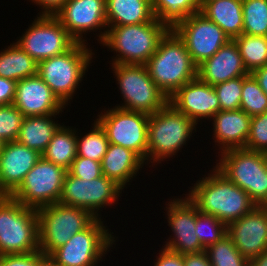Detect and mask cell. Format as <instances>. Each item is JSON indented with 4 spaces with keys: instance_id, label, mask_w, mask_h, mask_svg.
<instances>
[{
    "instance_id": "obj_1",
    "label": "cell",
    "mask_w": 267,
    "mask_h": 266,
    "mask_svg": "<svg viewBox=\"0 0 267 266\" xmlns=\"http://www.w3.org/2000/svg\"><path fill=\"white\" fill-rule=\"evenodd\" d=\"M195 183L187 197L199 212L215 216L226 226L249 213L256 205L248 193L229 181L216 168Z\"/></svg>"
},
{
    "instance_id": "obj_2",
    "label": "cell",
    "mask_w": 267,
    "mask_h": 266,
    "mask_svg": "<svg viewBox=\"0 0 267 266\" xmlns=\"http://www.w3.org/2000/svg\"><path fill=\"white\" fill-rule=\"evenodd\" d=\"M145 66L151 79L167 98L197 77V66L185 43L173 30H169L160 40Z\"/></svg>"
},
{
    "instance_id": "obj_3",
    "label": "cell",
    "mask_w": 267,
    "mask_h": 266,
    "mask_svg": "<svg viewBox=\"0 0 267 266\" xmlns=\"http://www.w3.org/2000/svg\"><path fill=\"white\" fill-rule=\"evenodd\" d=\"M169 29L158 19L151 22L113 26L98 36L100 43L116 51L112 64L145 65ZM118 56V57H117Z\"/></svg>"
},
{
    "instance_id": "obj_4",
    "label": "cell",
    "mask_w": 267,
    "mask_h": 266,
    "mask_svg": "<svg viewBox=\"0 0 267 266\" xmlns=\"http://www.w3.org/2000/svg\"><path fill=\"white\" fill-rule=\"evenodd\" d=\"M39 251L38 213L8 195L0 198V255Z\"/></svg>"
},
{
    "instance_id": "obj_5",
    "label": "cell",
    "mask_w": 267,
    "mask_h": 266,
    "mask_svg": "<svg viewBox=\"0 0 267 266\" xmlns=\"http://www.w3.org/2000/svg\"><path fill=\"white\" fill-rule=\"evenodd\" d=\"M215 168L246 191L256 206L267 207V153L245 148L221 152Z\"/></svg>"
},
{
    "instance_id": "obj_6",
    "label": "cell",
    "mask_w": 267,
    "mask_h": 266,
    "mask_svg": "<svg viewBox=\"0 0 267 266\" xmlns=\"http://www.w3.org/2000/svg\"><path fill=\"white\" fill-rule=\"evenodd\" d=\"M39 250L48 257L96 218L86 209L60 202L37 209Z\"/></svg>"
},
{
    "instance_id": "obj_7",
    "label": "cell",
    "mask_w": 267,
    "mask_h": 266,
    "mask_svg": "<svg viewBox=\"0 0 267 266\" xmlns=\"http://www.w3.org/2000/svg\"><path fill=\"white\" fill-rule=\"evenodd\" d=\"M86 47V43L76 42L65 53L38 63L37 74L64 105L73 97L91 63L93 53Z\"/></svg>"
},
{
    "instance_id": "obj_8",
    "label": "cell",
    "mask_w": 267,
    "mask_h": 266,
    "mask_svg": "<svg viewBox=\"0 0 267 266\" xmlns=\"http://www.w3.org/2000/svg\"><path fill=\"white\" fill-rule=\"evenodd\" d=\"M196 125L170 103L149 115L147 160L156 163L173 157L189 140Z\"/></svg>"
},
{
    "instance_id": "obj_9",
    "label": "cell",
    "mask_w": 267,
    "mask_h": 266,
    "mask_svg": "<svg viewBox=\"0 0 267 266\" xmlns=\"http://www.w3.org/2000/svg\"><path fill=\"white\" fill-rule=\"evenodd\" d=\"M112 66L125 100L124 105L116 107L153 115L168 103L167 96L151 79L145 65L112 64Z\"/></svg>"
},
{
    "instance_id": "obj_10",
    "label": "cell",
    "mask_w": 267,
    "mask_h": 266,
    "mask_svg": "<svg viewBox=\"0 0 267 266\" xmlns=\"http://www.w3.org/2000/svg\"><path fill=\"white\" fill-rule=\"evenodd\" d=\"M114 238L99 217L86 229L73 235L66 244L55 249L47 260L53 266H96L101 256L114 244Z\"/></svg>"
},
{
    "instance_id": "obj_11",
    "label": "cell",
    "mask_w": 267,
    "mask_h": 266,
    "mask_svg": "<svg viewBox=\"0 0 267 266\" xmlns=\"http://www.w3.org/2000/svg\"><path fill=\"white\" fill-rule=\"evenodd\" d=\"M67 172L63 167L41 157L9 196L36 210L57 203Z\"/></svg>"
},
{
    "instance_id": "obj_12",
    "label": "cell",
    "mask_w": 267,
    "mask_h": 266,
    "mask_svg": "<svg viewBox=\"0 0 267 266\" xmlns=\"http://www.w3.org/2000/svg\"><path fill=\"white\" fill-rule=\"evenodd\" d=\"M100 115L96 120L105 130L110 144L131 149L147 160L149 115L119 107Z\"/></svg>"
},
{
    "instance_id": "obj_13",
    "label": "cell",
    "mask_w": 267,
    "mask_h": 266,
    "mask_svg": "<svg viewBox=\"0 0 267 266\" xmlns=\"http://www.w3.org/2000/svg\"><path fill=\"white\" fill-rule=\"evenodd\" d=\"M16 43L39 63L65 53L76 41L55 16L40 15Z\"/></svg>"
},
{
    "instance_id": "obj_14",
    "label": "cell",
    "mask_w": 267,
    "mask_h": 266,
    "mask_svg": "<svg viewBox=\"0 0 267 266\" xmlns=\"http://www.w3.org/2000/svg\"><path fill=\"white\" fill-rule=\"evenodd\" d=\"M122 187L112 179L102 175L92 180H83L67 172L59 202L88 210L99 218L100 208L118 201Z\"/></svg>"
},
{
    "instance_id": "obj_15",
    "label": "cell",
    "mask_w": 267,
    "mask_h": 266,
    "mask_svg": "<svg viewBox=\"0 0 267 266\" xmlns=\"http://www.w3.org/2000/svg\"><path fill=\"white\" fill-rule=\"evenodd\" d=\"M173 31L185 43L197 67L230 41L224 31L200 11L187 17Z\"/></svg>"
},
{
    "instance_id": "obj_16",
    "label": "cell",
    "mask_w": 267,
    "mask_h": 266,
    "mask_svg": "<svg viewBox=\"0 0 267 266\" xmlns=\"http://www.w3.org/2000/svg\"><path fill=\"white\" fill-rule=\"evenodd\" d=\"M55 17L76 42L86 43L84 32L107 27L106 0H67Z\"/></svg>"
},
{
    "instance_id": "obj_17",
    "label": "cell",
    "mask_w": 267,
    "mask_h": 266,
    "mask_svg": "<svg viewBox=\"0 0 267 266\" xmlns=\"http://www.w3.org/2000/svg\"><path fill=\"white\" fill-rule=\"evenodd\" d=\"M172 201L167 204V215L174 236L164 247L181 255L204 251L195 233L196 205L188 197Z\"/></svg>"
},
{
    "instance_id": "obj_18",
    "label": "cell",
    "mask_w": 267,
    "mask_h": 266,
    "mask_svg": "<svg viewBox=\"0 0 267 266\" xmlns=\"http://www.w3.org/2000/svg\"><path fill=\"white\" fill-rule=\"evenodd\" d=\"M227 234L242 256L251 259L267 249V207L256 206L227 226Z\"/></svg>"
},
{
    "instance_id": "obj_19",
    "label": "cell",
    "mask_w": 267,
    "mask_h": 266,
    "mask_svg": "<svg viewBox=\"0 0 267 266\" xmlns=\"http://www.w3.org/2000/svg\"><path fill=\"white\" fill-rule=\"evenodd\" d=\"M168 103L195 124H198L200 118H212L220 111L214 87L203 82L198 76L180 87L168 98Z\"/></svg>"
},
{
    "instance_id": "obj_20",
    "label": "cell",
    "mask_w": 267,
    "mask_h": 266,
    "mask_svg": "<svg viewBox=\"0 0 267 266\" xmlns=\"http://www.w3.org/2000/svg\"><path fill=\"white\" fill-rule=\"evenodd\" d=\"M13 105L24 117L58 115L65 108L38 74L16 83Z\"/></svg>"
},
{
    "instance_id": "obj_21",
    "label": "cell",
    "mask_w": 267,
    "mask_h": 266,
    "mask_svg": "<svg viewBox=\"0 0 267 266\" xmlns=\"http://www.w3.org/2000/svg\"><path fill=\"white\" fill-rule=\"evenodd\" d=\"M41 157L38 151L17 141L4 143L0 152V192L9 196Z\"/></svg>"
},
{
    "instance_id": "obj_22",
    "label": "cell",
    "mask_w": 267,
    "mask_h": 266,
    "mask_svg": "<svg viewBox=\"0 0 267 266\" xmlns=\"http://www.w3.org/2000/svg\"><path fill=\"white\" fill-rule=\"evenodd\" d=\"M248 74L234 40L228 41L197 67V76L212 86Z\"/></svg>"
},
{
    "instance_id": "obj_23",
    "label": "cell",
    "mask_w": 267,
    "mask_h": 266,
    "mask_svg": "<svg viewBox=\"0 0 267 266\" xmlns=\"http://www.w3.org/2000/svg\"><path fill=\"white\" fill-rule=\"evenodd\" d=\"M251 118L243 110L218 111L214 120V139L221 152L229 149L245 148L250 132Z\"/></svg>"
},
{
    "instance_id": "obj_24",
    "label": "cell",
    "mask_w": 267,
    "mask_h": 266,
    "mask_svg": "<svg viewBox=\"0 0 267 266\" xmlns=\"http://www.w3.org/2000/svg\"><path fill=\"white\" fill-rule=\"evenodd\" d=\"M144 160L134 151L110 144L101 161L102 175L115 181L123 189L127 182L143 167Z\"/></svg>"
},
{
    "instance_id": "obj_25",
    "label": "cell",
    "mask_w": 267,
    "mask_h": 266,
    "mask_svg": "<svg viewBox=\"0 0 267 266\" xmlns=\"http://www.w3.org/2000/svg\"><path fill=\"white\" fill-rule=\"evenodd\" d=\"M200 12L216 23L230 40L243 34L242 0H213L205 2Z\"/></svg>"
},
{
    "instance_id": "obj_26",
    "label": "cell",
    "mask_w": 267,
    "mask_h": 266,
    "mask_svg": "<svg viewBox=\"0 0 267 266\" xmlns=\"http://www.w3.org/2000/svg\"><path fill=\"white\" fill-rule=\"evenodd\" d=\"M107 26H125L155 19L151 0H106Z\"/></svg>"
},
{
    "instance_id": "obj_27",
    "label": "cell",
    "mask_w": 267,
    "mask_h": 266,
    "mask_svg": "<svg viewBox=\"0 0 267 266\" xmlns=\"http://www.w3.org/2000/svg\"><path fill=\"white\" fill-rule=\"evenodd\" d=\"M55 115L24 117L17 142L42 154L54 133L61 126L52 119Z\"/></svg>"
},
{
    "instance_id": "obj_28",
    "label": "cell",
    "mask_w": 267,
    "mask_h": 266,
    "mask_svg": "<svg viewBox=\"0 0 267 266\" xmlns=\"http://www.w3.org/2000/svg\"><path fill=\"white\" fill-rule=\"evenodd\" d=\"M38 73V63L17 43L0 53V77L19 81Z\"/></svg>"
},
{
    "instance_id": "obj_29",
    "label": "cell",
    "mask_w": 267,
    "mask_h": 266,
    "mask_svg": "<svg viewBox=\"0 0 267 266\" xmlns=\"http://www.w3.org/2000/svg\"><path fill=\"white\" fill-rule=\"evenodd\" d=\"M77 130L60 126L54 133L42 157L61 166L66 170L72 165L73 160L77 157Z\"/></svg>"
},
{
    "instance_id": "obj_30",
    "label": "cell",
    "mask_w": 267,
    "mask_h": 266,
    "mask_svg": "<svg viewBox=\"0 0 267 266\" xmlns=\"http://www.w3.org/2000/svg\"><path fill=\"white\" fill-rule=\"evenodd\" d=\"M151 3L155 18L169 30L200 11L199 0H151Z\"/></svg>"
},
{
    "instance_id": "obj_31",
    "label": "cell",
    "mask_w": 267,
    "mask_h": 266,
    "mask_svg": "<svg viewBox=\"0 0 267 266\" xmlns=\"http://www.w3.org/2000/svg\"><path fill=\"white\" fill-rule=\"evenodd\" d=\"M233 40L239 49L245 68L249 73L267 65L266 36L242 34Z\"/></svg>"
},
{
    "instance_id": "obj_32",
    "label": "cell",
    "mask_w": 267,
    "mask_h": 266,
    "mask_svg": "<svg viewBox=\"0 0 267 266\" xmlns=\"http://www.w3.org/2000/svg\"><path fill=\"white\" fill-rule=\"evenodd\" d=\"M243 34L267 37V0H242Z\"/></svg>"
},
{
    "instance_id": "obj_33",
    "label": "cell",
    "mask_w": 267,
    "mask_h": 266,
    "mask_svg": "<svg viewBox=\"0 0 267 266\" xmlns=\"http://www.w3.org/2000/svg\"><path fill=\"white\" fill-rule=\"evenodd\" d=\"M205 251L212 266H249V259L241 255L228 234Z\"/></svg>"
},
{
    "instance_id": "obj_34",
    "label": "cell",
    "mask_w": 267,
    "mask_h": 266,
    "mask_svg": "<svg viewBox=\"0 0 267 266\" xmlns=\"http://www.w3.org/2000/svg\"><path fill=\"white\" fill-rule=\"evenodd\" d=\"M96 122V123H95ZM77 136V156L101 162L104 157L109 141L105 130L97 120L94 121L93 129L84 135Z\"/></svg>"
},
{
    "instance_id": "obj_35",
    "label": "cell",
    "mask_w": 267,
    "mask_h": 266,
    "mask_svg": "<svg viewBox=\"0 0 267 266\" xmlns=\"http://www.w3.org/2000/svg\"><path fill=\"white\" fill-rule=\"evenodd\" d=\"M240 109L250 117L267 111V94L251 73L243 76Z\"/></svg>"
},
{
    "instance_id": "obj_36",
    "label": "cell",
    "mask_w": 267,
    "mask_h": 266,
    "mask_svg": "<svg viewBox=\"0 0 267 266\" xmlns=\"http://www.w3.org/2000/svg\"><path fill=\"white\" fill-rule=\"evenodd\" d=\"M195 233L203 248L207 249L227 234V226L215 216L199 212L196 207Z\"/></svg>"
},
{
    "instance_id": "obj_37",
    "label": "cell",
    "mask_w": 267,
    "mask_h": 266,
    "mask_svg": "<svg viewBox=\"0 0 267 266\" xmlns=\"http://www.w3.org/2000/svg\"><path fill=\"white\" fill-rule=\"evenodd\" d=\"M24 119L13 104L0 106V139L6 143L16 141Z\"/></svg>"
},
{
    "instance_id": "obj_38",
    "label": "cell",
    "mask_w": 267,
    "mask_h": 266,
    "mask_svg": "<svg viewBox=\"0 0 267 266\" xmlns=\"http://www.w3.org/2000/svg\"><path fill=\"white\" fill-rule=\"evenodd\" d=\"M213 87L220 103V110L230 111L240 109L243 76L216 84Z\"/></svg>"
},
{
    "instance_id": "obj_39",
    "label": "cell",
    "mask_w": 267,
    "mask_h": 266,
    "mask_svg": "<svg viewBox=\"0 0 267 266\" xmlns=\"http://www.w3.org/2000/svg\"><path fill=\"white\" fill-rule=\"evenodd\" d=\"M245 149L267 153V111L251 118Z\"/></svg>"
},
{
    "instance_id": "obj_40",
    "label": "cell",
    "mask_w": 267,
    "mask_h": 266,
    "mask_svg": "<svg viewBox=\"0 0 267 266\" xmlns=\"http://www.w3.org/2000/svg\"><path fill=\"white\" fill-rule=\"evenodd\" d=\"M68 172L77 178L92 180L102 176L101 162L77 156L73 160Z\"/></svg>"
},
{
    "instance_id": "obj_41",
    "label": "cell",
    "mask_w": 267,
    "mask_h": 266,
    "mask_svg": "<svg viewBox=\"0 0 267 266\" xmlns=\"http://www.w3.org/2000/svg\"><path fill=\"white\" fill-rule=\"evenodd\" d=\"M47 257L39 250L26 254L0 255V266H40Z\"/></svg>"
},
{
    "instance_id": "obj_42",
    "label": "cell",
    "mask_w": 267,
    "mask_h": 266,
    "mask_svg": "<svg viewBox=\"0 0 267 266\" xmlns=\"http://www.w3.org/2000/svg\"><path fill=\"white\" fill-rule=\"evenodd\" d=\"M15 80L0 77V106L13 104L16 91Z\"/></svg>"
},
{
    "instance_id": "obj_43",
    "label": "cell",
    "mask_w": 267,
    "mask_h": 266,
    "mask_svg": "<svg viewBox=\"0 0 267 266\" xmlns=\"http://www.w3.org/2000/svg\"><path fill=\"white\" fill-rule=\"evenodd\" d=\"M154 266H184L183 255L163 247Z\"/></svg>"
},
{
    "instance_id": "obj_44",
    "label": "cell",
    "mask_w": 267,
    "mask_h": 266,
    "mask_svg": "<svg viewBox=\"0 0 267 266\" xmlns=\"http://www.w3.org/2000/svg\"><path fill=\"white\" fill-rule=\"evenodd\" d=\"M183 263L184 266H212L205 250L198 253L184 254Z\"/></svg>"
},
{
    "instance_id": "obj_45",
    "label": "cell",
    "mask_w": 267,
    "mask_h": 266,
    "mask_svg": "<svg viewBox=\"0 0 267 266\" xmlns=\"http://www.w3.org/2000/svg\"><path fill=\"white\" fill-rule=\"evenodd\" d=\"M40 5L44 11L40 15L55 16L67 0H32Z\"/></svg>"
},
{
    "instance_id": "obj_46",
    "label": "cell",
    "mask_w": 267,
    "mask_h": 266,
    "mask_svg": "<svg viewBox=\"0 0 267 266\" xmlns=\"http://www.w3.org/2000/svg\"><path fill=\"white\" fill-rule=\"evenodd\" d=\"M251 74L258 81L259 86L267 94V65L255 69Z\"/></svg>"
},
{
    "instance_id": "obj_47",
    "label": "cell",
    "mask_w": 267,
    "mask_h": 266,
    "mask_svg": "<svg viewBox=\"0 0 267 266\" xmlns=\"http://www.w3.org/2000/svg\"><path fill=\"white\" fill-rule=\"evenodd\" d=\"M249 266H267V249L261 255L249 259Z\"/></svg>"
},
{
    "instance_id": "obj_48",
    "label": "cell",
    "mask_w": 267,
    "mask_h": 266,
    "mask_svg": "<svg viewBox=\"0 0 267 266\" xmlns=\"http://www.w3.org/2000/svg\"><path fill=\"white\" fill-rule=\"evenodd\" d=\"M40 266H53L47 259Z\"/></svg>"
},
{
    "instance_id": "obj_49",
    "label": "cell",
    "mask_w": 267,
    "mask_h": 266,
    "mask_svg": "<svg viewBox=\"0 0 267 266\" xmlns=\"http://www.w3.org/2000/svg\"><path fill=\"white\" fill-rule=\"evenodd\" d=\"M208 1H213V0H199V5H200V7H201L205 2H208Z\"/></svg>"
},
{
    "instance_id": "obj_50",
    "label": "cell",
    "mask_w": 267,
    "mask_h": 266,
    "mask_svg": "<svg viewBox=\"0 0 267 266\" xmlns=\"http://www.w3.org/2000/svg\"><path fill=\"white\" fill-rule=\"evenodd\" d=\"M3 144H4V142L0 139V152H1V149L3 147Z\"/></svg>"
}]
</instances>
